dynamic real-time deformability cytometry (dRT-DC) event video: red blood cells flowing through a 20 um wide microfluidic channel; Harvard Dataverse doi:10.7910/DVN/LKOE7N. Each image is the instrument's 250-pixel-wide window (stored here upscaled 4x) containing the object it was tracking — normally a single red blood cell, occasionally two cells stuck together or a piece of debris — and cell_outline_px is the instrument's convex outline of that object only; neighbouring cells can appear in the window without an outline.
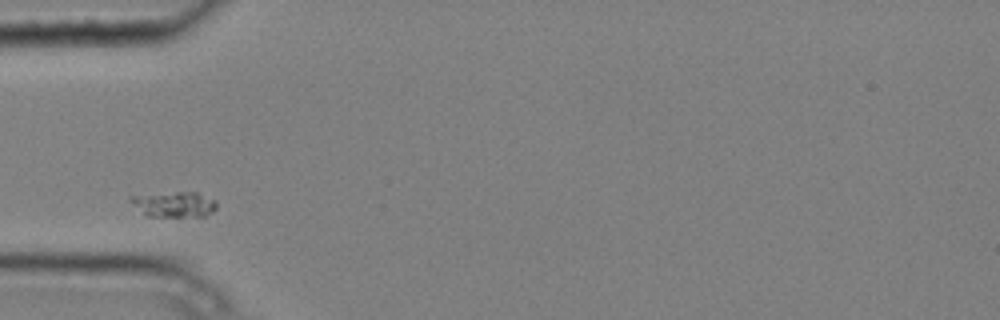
{"species": "common noctule bat (a hibernating species)", "species_latin": "Nyctalus noctula", "temperature_condition": "cold", "stored_images_in_passage": 4, "camera_frame_rate_fps": 3000, "um_per_image_px": 0.085, "animal": {"sex": "male", "body_mass_g": 20.4}, "frame": {"image": 1, "passage_image": 1, "time_ms": 0.0, "image_size_px": [1000, 320], "cell_outline_px": [[216, 208], [212, 212], [204, 216], [148, 216], [128, 200], [128, 196], [176, 192], [196, 192], [216, 200]], "centroid_in_image_um": [14.82, 17.36], "position_along_channel_um": 70.2, "area_um2": 12.54}}
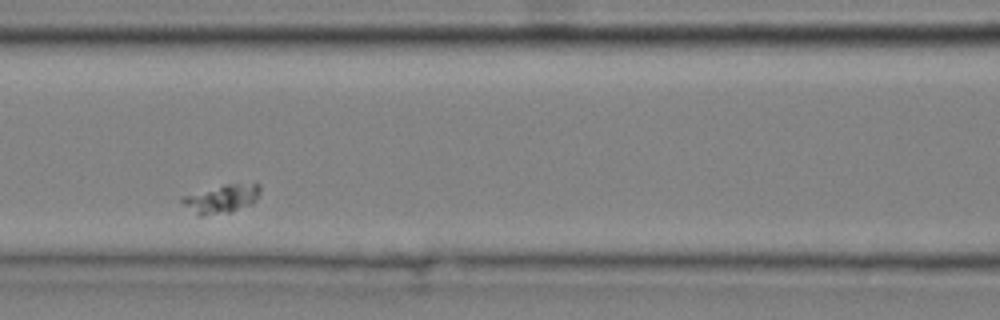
{"frame": {"image": 2, "passage_image": 3, "time_ms": 0.667, "image_size_px": [1000, 320], "cell_outline_px": [[260, 192], [252, 204], [232, 212], [204, 216], [200, 216], [184, 204], [180, 200], [184, 196], [224, 184], [260, 184]], "centroid_in_image_um": [18.87, 16.91], "position_along_channel_um": 147.7, "area_um2": 12.66}}
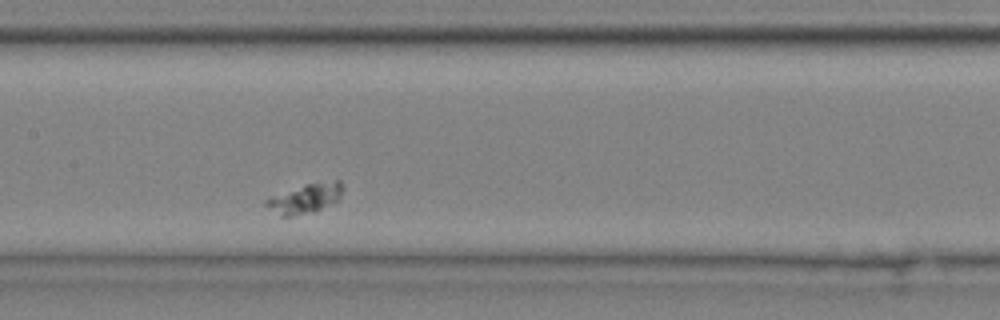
{"frame": {"image": 3, "passage_image": 4, "time_ms": 1.0, "image_size_px": [1000, 320], "cell_outline_px": [[344, 188], [340, 196], [336, 200], [316, 212], [288, 216], [284, 216], [264, 204], [264, 200], [272, 196], [304, 184], [336, 180], [340, 180], [344, 184]], "centroid_in_image_um": [26.0, 16.84], "position_along_channel_um": 181.4, "area_um2": 13.01}}